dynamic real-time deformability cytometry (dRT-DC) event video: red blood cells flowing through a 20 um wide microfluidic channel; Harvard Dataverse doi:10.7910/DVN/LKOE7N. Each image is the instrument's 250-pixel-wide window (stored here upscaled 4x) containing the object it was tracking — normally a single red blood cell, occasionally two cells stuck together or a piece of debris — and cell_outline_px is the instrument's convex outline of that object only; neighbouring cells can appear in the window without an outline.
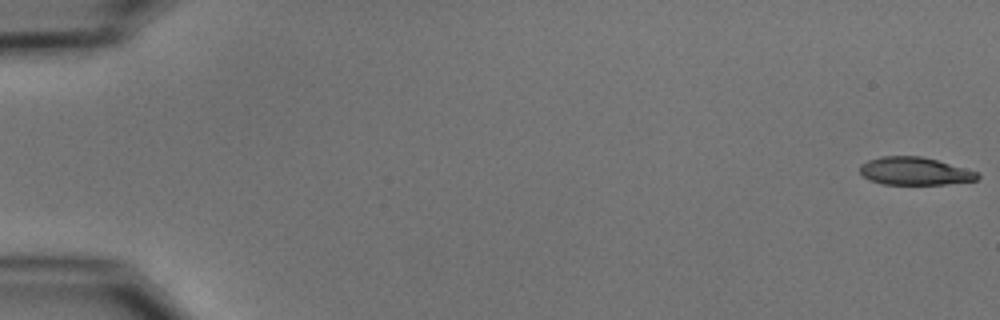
{"species": "common noctule bat (a hibernating species)", "species_latin": "Nyctalus noctula", "temperature_condition": "cold", "stored_images_in_passage": 55, "camera_frame_rate_fps": 3000, "um_per_image_px": 0.085, "animal": {"sex": "male", "body_mass_g": 15.6}, "frame": {"image": 1, "passage_image": 1, "time_ms": 0.0, "image_size_px": [1000, 320], "cell_outline_px": [[980, 176], [976, 180], [944, 184], [884, 184], [868, 180], [860, 172], [860, 164], [868, 160], [880, 156], [920, 156], [936, 160], [980, 172]], "centroid_in_image_um": [77.74, 14.54], "position_along_channel_um": 7.3, "area_um2": 19.02}}
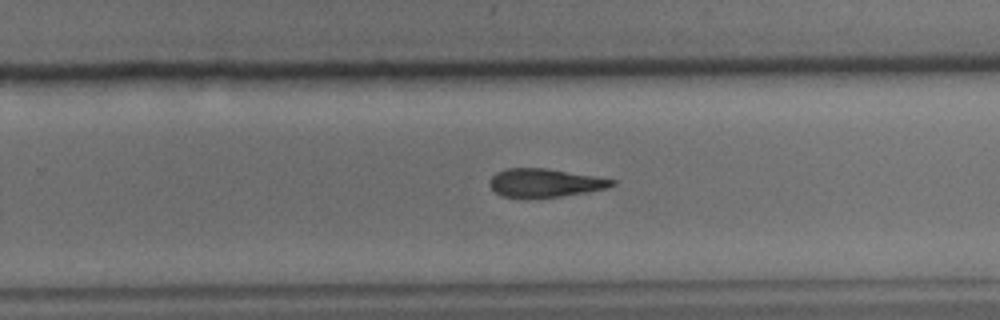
{"frame": {"image": 2, "passage_image": 36, "time_ms": 11.667, "image_size_px": [1000, 320], "cell_outline_px": [[616, 184], [608, 188], [588, 192], [560, 196], [528, 200], [524, 200], [500, 196], [488, 184], [488, 180], [496, 172], [508, 168], [544, 168], [596, 176], [616, 180]], "centroid_in_image_um": [46.27, 15.58], "position_along_channel_um": 283.5, "area_um2": 20.87}}
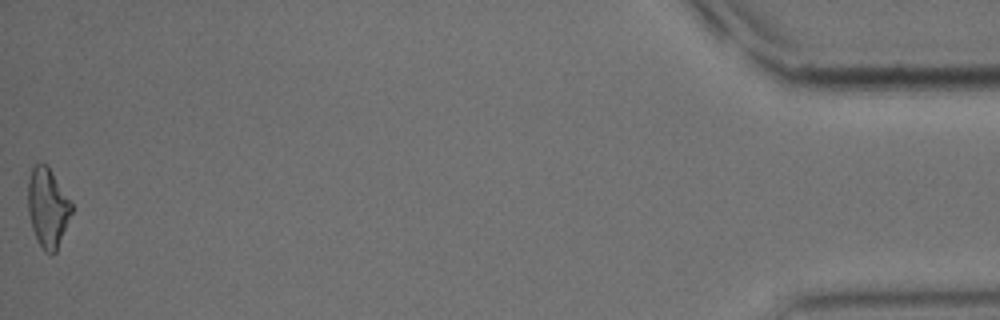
{"frame": {"image": 3, "passage_image": 55, "time_ms": 18.0, "image_size_px": [1000, 320], "cell_outline_px": [[72, 212], [56, 252], [52, 256], [44, 252], [32, 228], [28, 212], [28, 176], [32, 168], [36, 164], [48, 164], [72, 204]], "centroid_in_image_um": [4.05, 17.65], "position_along_channel_um": 431.2, "area_um2": 20.11}, "authors_computed_cell_mechanics": {"area_um2": 20.9814, "velocity_mm_per_s": 3.7262, "shape_relaxation_time_tau1_ms": 5.4377, "shape_relaxation_time_tau2_ms": null, "deformation_change_tau1": 0.1603, "deformation_change_tau2": null}}